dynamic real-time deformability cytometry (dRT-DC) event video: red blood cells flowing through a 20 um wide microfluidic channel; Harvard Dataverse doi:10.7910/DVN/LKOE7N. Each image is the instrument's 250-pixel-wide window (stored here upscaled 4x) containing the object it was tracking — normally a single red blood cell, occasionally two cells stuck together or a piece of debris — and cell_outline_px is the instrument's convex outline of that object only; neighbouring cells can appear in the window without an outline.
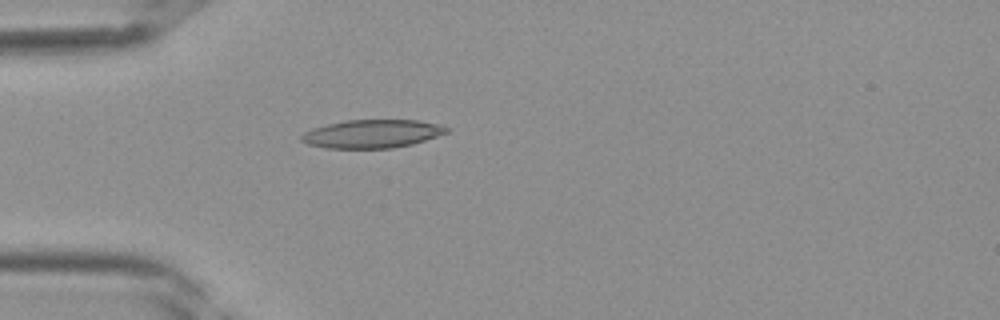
{"species": "Egyptian fruit bat (a non-hibernating species)", "species_latin": "Rousettus aegyptiacus", "temperature_condition": "room temperature", "stored_images_in_passage": 39, "camera_frame_rate_fps": 3000, "um_per_image_px": 0.085, "frame": {"image": 1, "passage_image": 11, "time_ms": 3.333, "image_size_px": [1000, 320], "cell_outline_px": [[452, 128], [448, 132], [412, 144], [392, 148], [324, 148], [308, 144], [300, 140], [300, 136], [304, 132], [312, 128], [344, 120], [420, 120], [440, 124]], "centroid_in_image_um": [31.64, 11.37], "position_along_channel_um": 53.4, "area_um2": 24.04}}
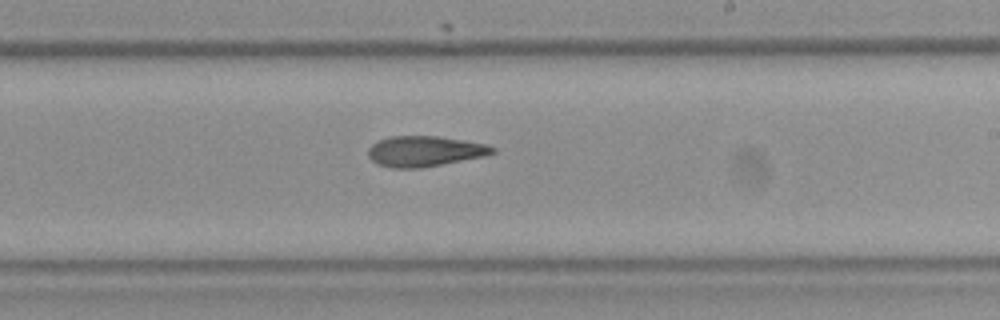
{"frame": {"image": 2, "passage_image": 23, "time_ms": 7.333, "image_size_px": [1000, 320], "cell_outline_px": [[496, 152], [484, 156], [420, 168], [392, 168], [376, 164], [368, 156], [368, 148], [372, 144], [380, 140], [392, 136], [436, 136], [464, 140], [484, 144], [496, 148]], "centroid_in_image_um": [36.07, 12.86], "position_along_channel_um": 252.9, "area_um2": 21.96}}
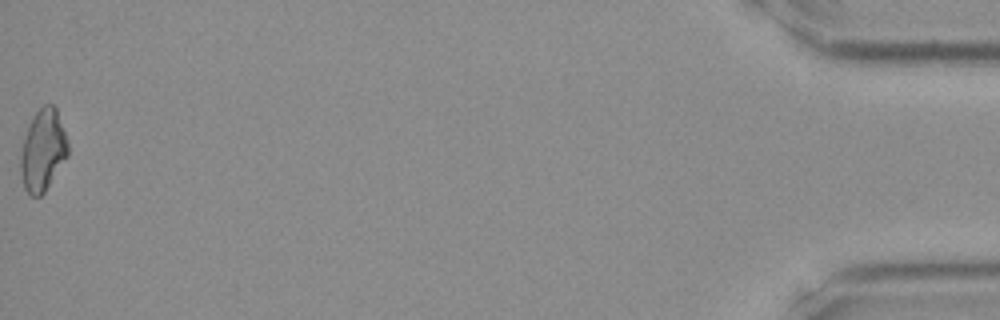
{"frame": {"image": 3, "passage_image": 39, "time_ms": 12.667, "image_size_px": [1000, 320], "cell_outline_px": [[68, 156], [44, 192], [40, 196], [32, 196], [24, 188], [20, 172], [20, 156], [24, 140], [28, 128], [36, 112], [44, 104], [52, 104], [56, 108], [68, 140]], "centroid_in_image_um": [3.66, 12.78], "position_along_channel_um": 431.5, "area_um2": 22.25}}